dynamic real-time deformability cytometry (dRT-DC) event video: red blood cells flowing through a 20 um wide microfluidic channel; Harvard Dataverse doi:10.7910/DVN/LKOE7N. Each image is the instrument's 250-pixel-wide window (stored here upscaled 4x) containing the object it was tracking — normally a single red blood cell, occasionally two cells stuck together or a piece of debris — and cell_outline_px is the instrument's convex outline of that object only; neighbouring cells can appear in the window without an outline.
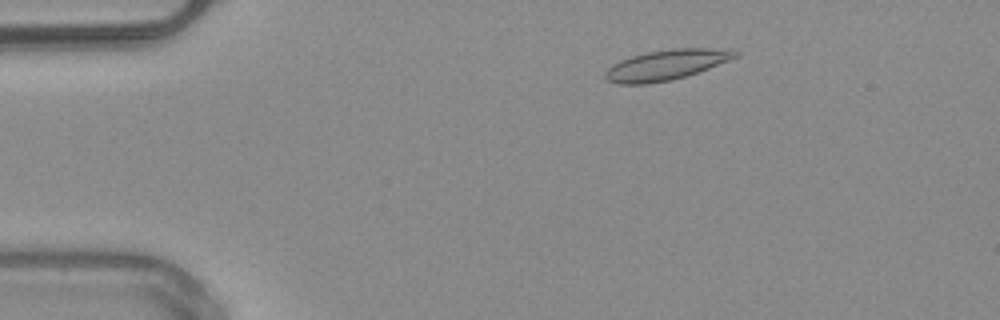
{"species": "common noctule bat (a hibernating species)", "species_latin": "Nyctalus noctula", "temperature_condition": "warm", "stored_images_in_passage": 49, "camera_frame_rate_fps": 3000, "um_per_image_px": 0.085, "animal": {"sex": "male", "body_mass_g": 20.4}, "frame": {"image": 1, "passage_image": 7, "time_ms": 2.0, "image_size_px": [1000, 320], "cell_outline_px": [[740, 56], [708, 68], [672, 80], [648, 84], [616, 84], [608, 80], [604, 76], [604, 72], [612, 64], [620, 60], [632, 56], [648, 52], [672, 48], [732, 48], [740, 52]], "centroid_in_image_um": [56.66, 5.5], "position_along_channel_um": 28.3, "area_um2": 23.06}}
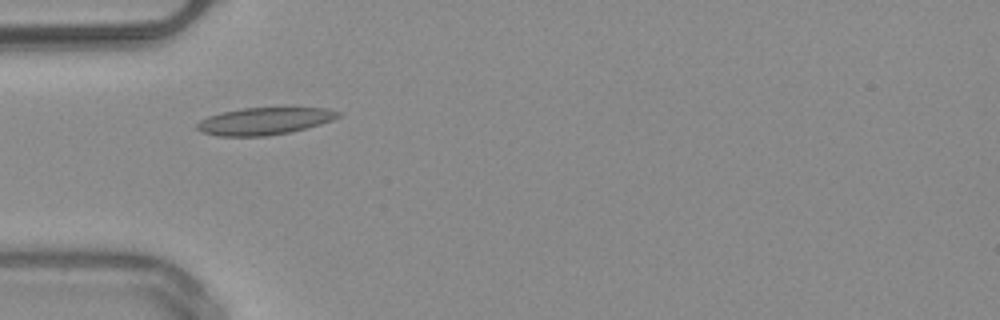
{"frame": {"image": 2, "passage_image": 14, "time_ms": 4.333, "image_size_px": [1000, 320], "cell_outline_px": [[344, 112], [340, 116], [332, 120], [320, 124], [288, 132], [264, 136], [220, 136], [200, 132], [196, 128], [196, 124], [200, 120], [208, 116], [220, 112], [240, 108], [288, 104], [328, 108]], "centroid_in_image_um": [22.55, 10.22], "position_along_channel_um": 62.4, "area_um2": 23.64}}
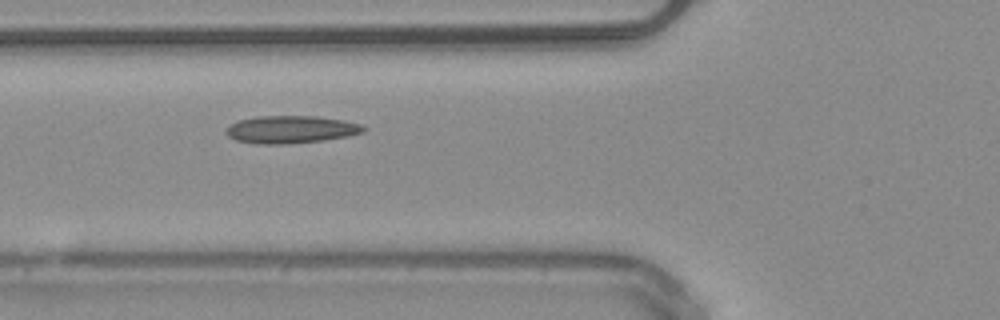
{"frame": {"image": 3, "passage_image": 17, "time_ms": 5.333, "image_size_px": [1000, 320], "cell_outline_px": [[368, 128], [364, 132], [348, 136], [324, 140], [284, 144], [256, 144], [236, 140], [228, 136], [224, 132], [232, 124], [240, 120], [260, 116], [316, 116], [344, 120], [360, 124]], "centroid_in_image_um": [24.76, 11.01], "position_along_channel_um": 101.0, "area_um2": 22.02}, "authors_computed_cell_mechanics": {"area_um2": 20.9236, "velocity_mm_per_s": 4.0139, "shape_relaxation_time_tau1_ms": null, "shape_relaxation_time_tau2_ms": 2.8865, "deformation_change_tau1": null, "deformation_change_tau2": 0.0968}}